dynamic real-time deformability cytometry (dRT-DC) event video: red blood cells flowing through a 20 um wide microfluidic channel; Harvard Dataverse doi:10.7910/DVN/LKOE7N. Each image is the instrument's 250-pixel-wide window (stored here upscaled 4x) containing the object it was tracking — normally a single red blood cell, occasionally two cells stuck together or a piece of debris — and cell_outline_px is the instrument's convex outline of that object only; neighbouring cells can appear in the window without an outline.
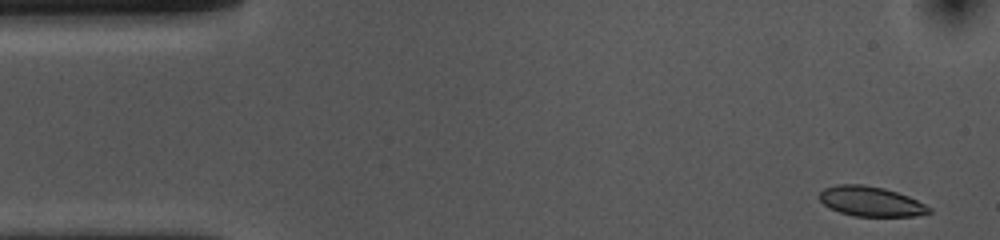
{"species": "common noctule bat (a hibernating species)", "species_latin": "Nyctalus noctula", "temperature_condition": "cold", "stored_images_in_passage": 52, "camera_frame_rate_fps": 3000, "um_per_image_px": 0.085, "animal": {"sex": "female", "body_mass_g": 10.0, "forearm_length_mm": 53.1}, "frame": {"image": 1, "passage_image": 1, "time_ms": 0.0, "image_size_px": [1000, 240], "cell_outline_px": [[932, 212], [912, 216], [856, 216], [840, 212], [828, 208], [820, 200], [820, 192], [824, 188], [836, 184], [860, 184], [884, 188], [908, 196], [932, 208]], "centroid_in_image_um": [74.0, 17.12], "position_along_channel_um": 11.0, "area_um2": 18.96}}
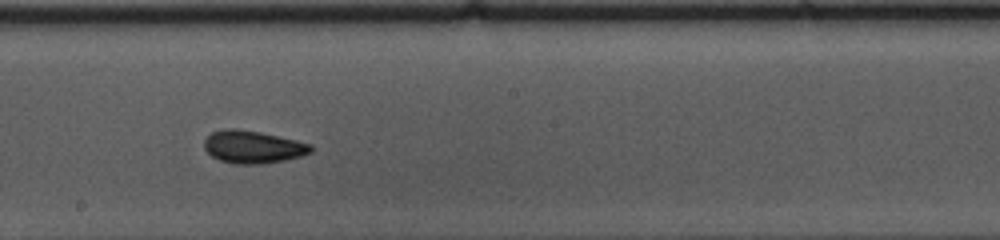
{"frame": {"image": 2, "passage_image": 27, "time_ms": 8.667, "image_size_px": [1000, 240], "cell_outline_px": [[312, 152], [300, 156], [284, 160], [260, 164], [232, 164], [220, 160], [212, 156], [204, 148], [204, 140], [212, 132], [224, 128], [232, 128], [260, 132], [296, 140], [312, 144]], "centroid_in_image_um": [21.48, 12.49], "position_along_channel_um": 226.7, "area_um2": 20.23}}
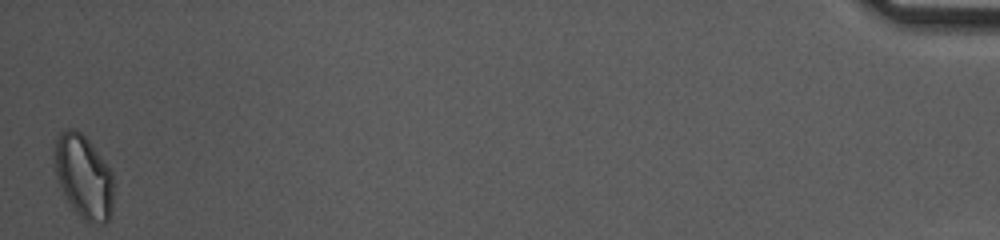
{"frame": {"image": 3, "passage_image": 52, "time_ms": 17.0, "image_size_px": [1000, 240], "cell_outline_px": [[112, 212], [108, 220], [104, 224], [88, 224], [72, 208], [64, 196], [56, 176], [52, 156], [52, 148], [60, 132], [68, 128], [72, 128], [80, 132], [92, 144], [112, 172]], "centroid_in_image_um": [7.07, 15.02], "position_along_channel_um": 428.1, "area_um2": 29.13}, "authors_computed_cell_mechanics": {"area_um2": 20.0277, "velocity_mm_per_s": 3.6117, "shape_relaxation_time_tau1_ms": 3.6812, "shape_relaxation_time_tau2_ms": 1.7505, "deformation_change_tau1": 0.0949, "deformation_change_tau2": 0.0645}}